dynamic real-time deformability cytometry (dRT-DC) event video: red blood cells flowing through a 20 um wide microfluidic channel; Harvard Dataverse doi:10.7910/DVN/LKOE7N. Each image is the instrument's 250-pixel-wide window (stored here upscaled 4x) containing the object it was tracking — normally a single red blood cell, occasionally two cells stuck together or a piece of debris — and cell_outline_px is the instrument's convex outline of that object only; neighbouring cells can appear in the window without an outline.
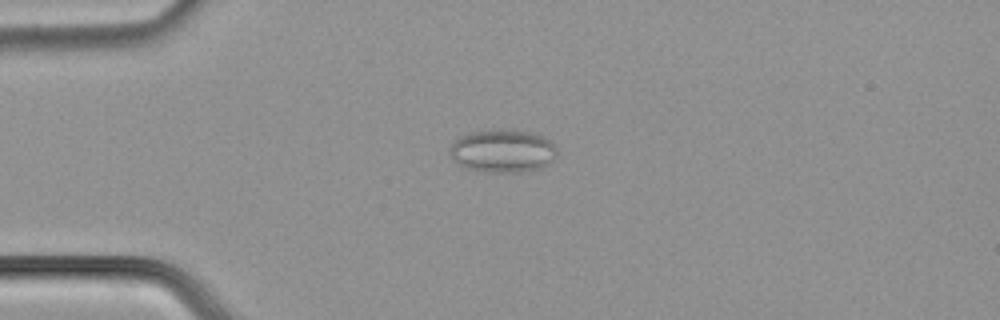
{"species": "common noctule bat (a hibernating species)", "species_latin": "Nyctalus noctula", "temperature_condition": "cold", "stored_images_in_passage": 54, "camera_frame_rate_fps": 3000, "um_per_image_px": 0.085, "animal": {"sex": "male", "body_mass_g": 21.5, "forearm_length_mm": 52.0}, "frame": {"image": 1, "passage_image": 14, "time_ms": 4.333, "image_size_px": [1000, 320], "cell_outline_px": [[556, 156], [552, 164], [544, 168], [520, 172], [488, 172], [468, 168], [452, 160], [448, 152], [448, 148], [460, 136], [468, 132], [532, 132], [548, 140], [556, 148]], "centroid_in_image_um": [42.73, 12.89], "position_along_channel_um": 42.3, "area_um2": 26.36}}
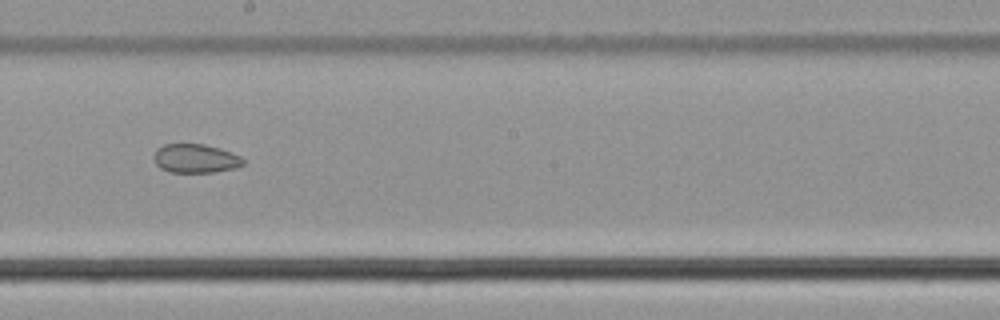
{"frame": {"image": 2, "passage_image": 31, "time_ms": 10.0, "image_size_px": [1000, 320], "cell_outline_px": [[244, 164], [236, 168], [216, 172], [168, 172], [160, 168], [156, 164], [152, 156], [156, 148], [164, 144], [204, 144], [220, 148], [232, 152], [240, 156], [244, 160]], "centroid_in_image_um": [16.6, 13.47], "position_along_channel_um": 231.6, "area_um2": 15.26}}
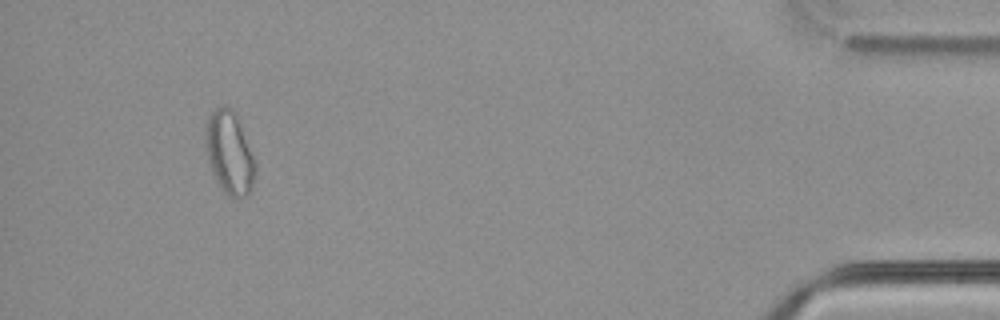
{"frame": {"image": 3, "passage_image": 51, "time_ms": 16.667, "image_size_px": [1000, 320], "cell_outline_px": [[256, 176], [252, 188], [244, 196], [224, 196], [212, 172], [208, 160], [208, 116], [216, 108], [224, 104], [232, 108], [236, 112], [256, 160]], "centroid_in_image_um": [19.57, 13.0], "position_along_channel_um": 415.6, "area_um2": 23.87}}